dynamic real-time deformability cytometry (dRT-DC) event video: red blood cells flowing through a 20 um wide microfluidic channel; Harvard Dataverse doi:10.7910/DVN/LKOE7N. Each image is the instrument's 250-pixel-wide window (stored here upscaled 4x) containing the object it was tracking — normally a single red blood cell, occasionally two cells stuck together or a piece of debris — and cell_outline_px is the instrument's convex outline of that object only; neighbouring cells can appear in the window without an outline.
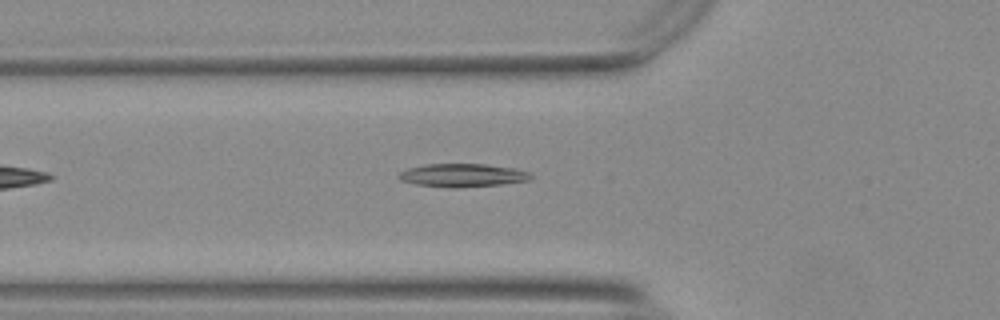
{"species": "Egyptian fruit bat (a non-hibernating species)", "species_latin": "Rousettus aegyptiacus", "temperature_condition": "warm", "stored_images_in_passage": 40, "camera_frame_rate_fps": 3000, "um_per_image_px": 0.085, "animal": {"sex": "female"}, "frame": {"image": 1, "passage_image": 5, "time_ms": 1.333, "image_size_px": [1000, 320], "cell_outline_px": [[532, 176], [528, 180], [500, 184], [456, 188], [452, 188], [416, 184], [400, 180], [396, 176], [400, 172], [408, 168], [424, 164], [484, 164], [516, 168], [528, 172]], "centroid_in_image_um": [39.27, 14.89], "position_along_channel_um": 86.5, "area_um2": 17.8}}
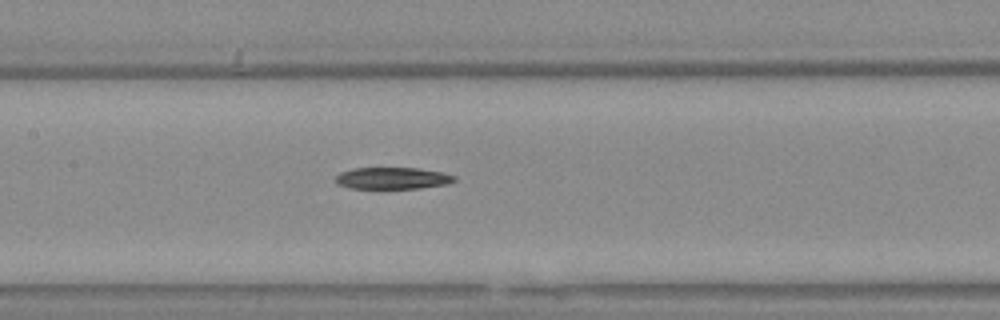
{"frame": {"image": 2, "passage_image": 12, "time_ms": 3.667, "image_size_px": [1000, 320], "cell_outline_px": [[456, 180], [444, 184], [420, 188], [352, 188], [336, 184], [336, 176], [340, 172], [352, 168], [420, 168], [444, 172], [456, 176]], "centroid_in_image_um": [33.36, 15.13], "position_along_channel_um": 174.0, "area_um2": 15.03}}
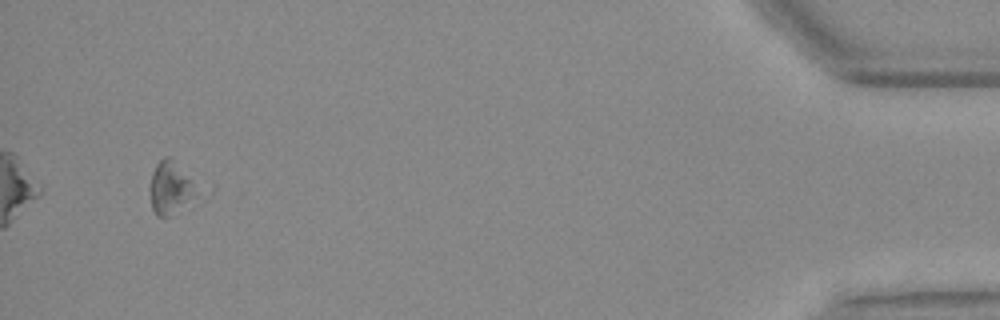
{"frame": {"image": 3, "passage_image": 38, "time_ms": 12.333, "image_size_px": [1000, 320], "cell_outline_px": [[192, 196], [168, 216], [156, 216], [152, 208], [152, 172], [156, 164], [164, 156], [168, 156], [172, 160], [188, 180], [192, 192]], "centroid_in_image_um": [14.34, 15.95], "position_along_channel_um": 420.9, "area_um2": 12.37}, "authors_computed_cell_mechanics": {"area_um2": 16.1262, "velocity_mm_per_s": 3.7295, "shape_relaxation_time_tau1_ms": 6.9422, "shape_relaxation_time_tau2_ms": null, "deformation_change_tau1": 0.1029, "deformation_change_tau2": null}}